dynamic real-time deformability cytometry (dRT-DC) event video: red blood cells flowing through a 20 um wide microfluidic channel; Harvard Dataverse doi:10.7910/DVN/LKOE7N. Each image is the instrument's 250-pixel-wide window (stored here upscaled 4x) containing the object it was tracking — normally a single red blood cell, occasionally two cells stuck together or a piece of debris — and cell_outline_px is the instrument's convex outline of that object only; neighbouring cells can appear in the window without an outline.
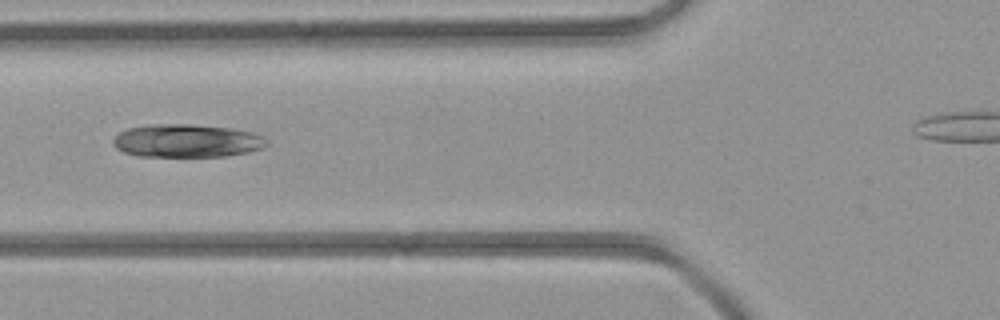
{"species": "common noctule bat (a hibernating species)", "species_latin": "Nyctalus noctula", "temperature_condition": "room temperature", "stored_images_in_passage": 5, "segment_of_instrument_passage": [1, 2], "camera_frame_rate_fps": 3000, "um_per_image_px": 0.085, "animal": {"sex": "female", "body_mass_g": 21.9}, "frame": {"image": 1, "passage_image": 3, "time_ms": 3.333, "image_size_px": [1000, 320], "cell_outline_px": [[268, 144], [264, 148], [248, 152], [228, 156], [136, 156], [124, 152], [116, 148], [112, 144], [112, 140], [120, 132], [128, 128], [152, 124], [188, 124], [228, 128], [252, 132], [264, 136]], "centroid_in_image_um": [15.88, 11.97], "position_along_channel_um": 109.9, "area_um2": 29.65}}
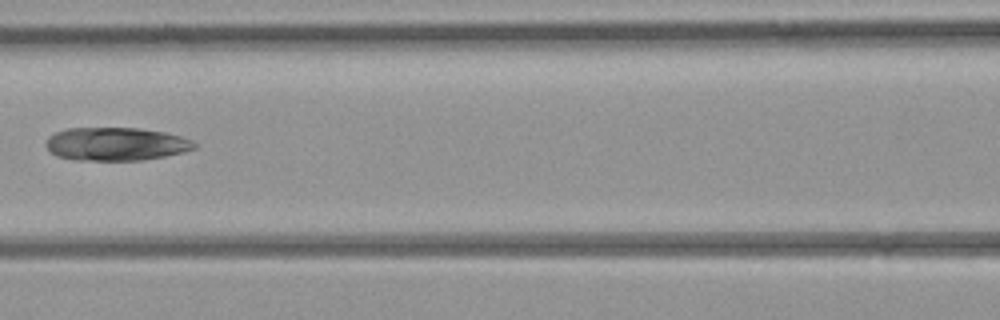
{"frame": {"image": 2, "passage_image": 4, "time_ms": 4.333, "image_size_px": [1000, 320], "cell_outline_px": [[196, 148], [184, 152], [164, 156], [140, 160], [76, 160], [56, 156], [44, 144], [48, 136], [56, 132], [68, 128], [140, 128], [164, 132], [180, 136], [192, 140], [196, 144]], "centroid_in_image_um": [9.85, 12.24], "position_along_channel_um": 156.8, "area_um2": 28.73}}